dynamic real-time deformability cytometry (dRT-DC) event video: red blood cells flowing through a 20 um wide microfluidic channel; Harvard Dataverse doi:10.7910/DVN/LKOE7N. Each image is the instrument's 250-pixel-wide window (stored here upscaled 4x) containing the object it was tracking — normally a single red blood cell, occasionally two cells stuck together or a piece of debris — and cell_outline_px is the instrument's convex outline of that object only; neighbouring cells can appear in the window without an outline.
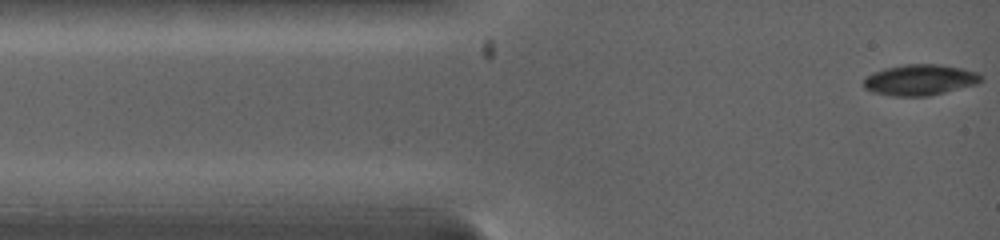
{"species": "common noctule bat (a hibernating species)", "species_latin": "Nyctalus noctula", "temperature_condition": "warm", "stored_images_in_passage": 35, "camera_frame_rate_fps": 5000, "um_per_image_px": 0.085, "animal": {"sex": "female", "body_mass_g": 19.0, "forearm_length_mm": 53.3}, "frame": {"image": 1, "passage_image": 1, "time_ms": 0.0, "image_size_px": [1000, 240], "cell_outline_px": [[984, 80], [976, 84], [928, 96], [892, 96], [872, 92], [864, 88], [864, 76], [872, 72], [884, 68], [904, 64], [940, 64], [964, 68], [980, 72], [984, 76]], "centroid_in_image_um": [78.21, 6.77], "position_along_channel_um": 6.8, "area_um2": 21.5}}
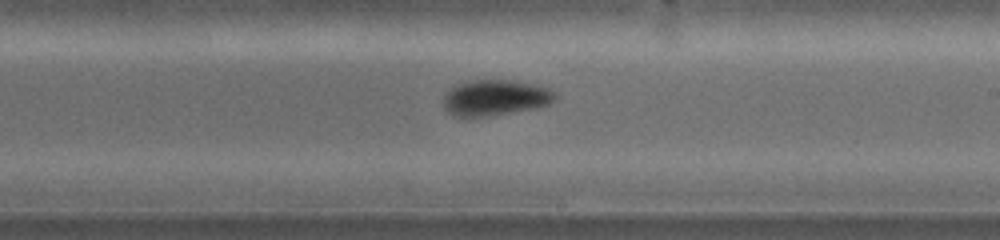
{"frame": {"image": 2, "passage_image": 19, "time_ms": 7.2, "image_size_px": [1000, 240], "cell_outline_px": [[556, 96], [548, 104], [532, 108], [484, 116], [456, 116], [448, 112], [444, 108], [444, 96], [456, 84], [464, 80], [512, 80], [532, 84], [548, 88]], "centroid_in_image_um": [42.03, 8.28], "position_along_channel_um": 247.0, "area_um2": 22.72}}
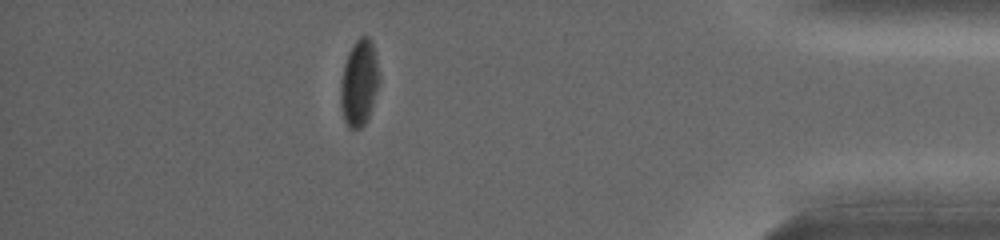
{"frame": {"image": 3, "passage_image": 34, "time_ms": 12.2, "image_size_px": [1000, 240], "cell_outline_px": [[380, 80], [368, 120], [360, 128], [348, 128], [344, 120], [340, 104], [340, 84], [344, 64], [348, 52], [356, 40], [360, 36], [368, 36], [372, 40], [380, 76]], "centroid_in_image_um": [30.53, 7.04], "position_along_channel_um": 404.7, "area_um2": 19.65}, "authors_computed_cell_mechanics": {"area_um2": 21.7328, "velocity_mm_per_s": 4.0736, "shape_relaxation_time_tau1_ms": 1.3873, "shape_relaxation_time_tau2_ms": 3.9374, "deformation_change_tau1": 0.0965, "deformation_change_tau2": 0.0722}}